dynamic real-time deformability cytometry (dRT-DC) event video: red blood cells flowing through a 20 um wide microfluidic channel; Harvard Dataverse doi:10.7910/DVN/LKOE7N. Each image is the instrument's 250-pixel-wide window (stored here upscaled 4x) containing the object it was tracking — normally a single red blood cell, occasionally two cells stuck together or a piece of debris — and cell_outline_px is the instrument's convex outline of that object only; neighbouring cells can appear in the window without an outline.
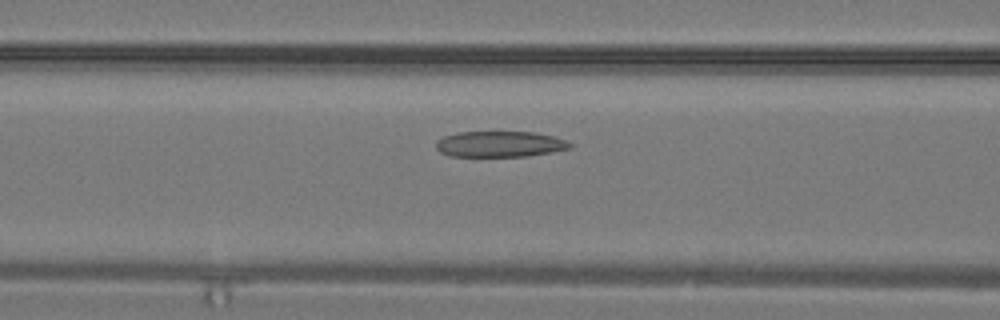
{"species": "common noctule bat (a hibernating species)", "species_latin": "Nyctalus noctula", "temperature_condition": "warm", "stored_images_in_passage": 23, "camera_frame_rate_fps": 3000, "um_per_image_px": 0.085, "animal": {"sex": "male", "body_mass_g": 19.2, "forearm_length_mm": 51.8}, "frame": {"image": 1, "passage_image": 8, "time_ms": 2.333, "image_size_px": [1000, 320], "cell_outline_px": [[572, 148], [552, 152], [528, 156], [448, 156], [440, 152], [436, 148], [436, 140], [444, 136], [460, 132], [536, 132], [552, 136], [564, 140], [572, 144]], "centroid_in_image_um": [42.47, 12.25], "position_along_channel_um": 124.1, "area_um2": 20.17}}
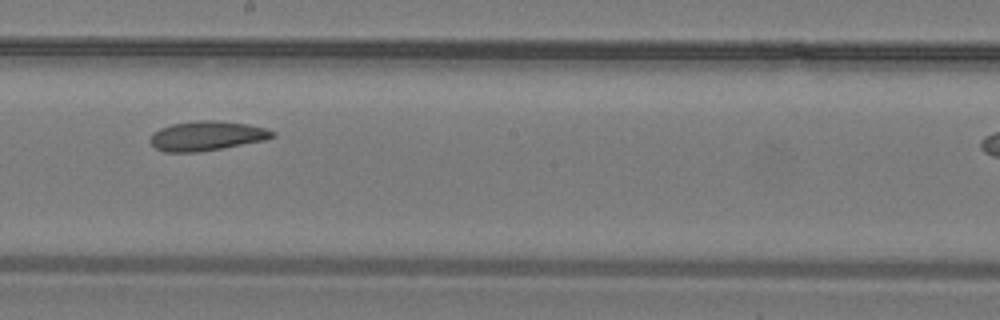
{"frame": {"image": 2, "passage_image": 13, "time_ms": 4.0, "image_size_px": [1000, 320], "cell_outline_px": [[276, 136], [268, 140], [196, 152], [164, 152], [156, 148], [152, 144], [152, 132], [160, 128], [172, 124], [200, 120], [212, 120], [248, 124], [264, 128], [276, 132]], "centroid_in_image_um": [17.61, 11.55], "position_along_channel_um": 230.6, "area_um2": 20.87}}
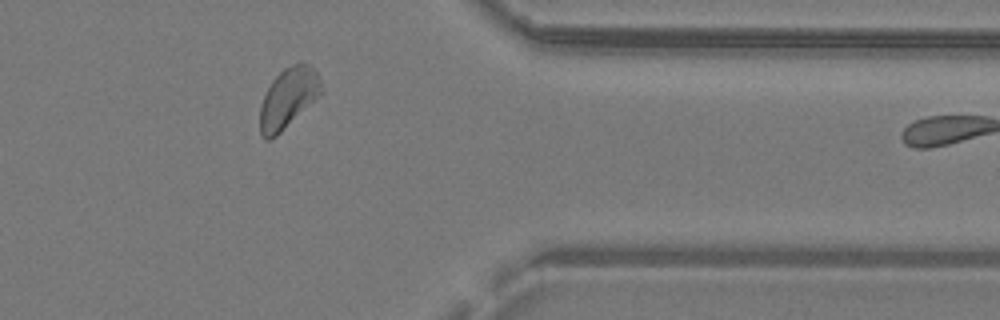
{"frame": {"image": 3, "passage_image": 21, "time_ms": 6.667, "image_size_px": [1000, 320], "cell_outline_px": [[324, 92], [276, 136], [268, 140], [264, 140], [260, 136], [260, 108], [264, 96], [272, 80], [284, 68], [296, 64], [308, 64], [316, 72], [320, 80]], "centroid_in_image_um": [24.49, 8.36], "position_along_channel_um": 386.9, "area_um2": 21.21}}